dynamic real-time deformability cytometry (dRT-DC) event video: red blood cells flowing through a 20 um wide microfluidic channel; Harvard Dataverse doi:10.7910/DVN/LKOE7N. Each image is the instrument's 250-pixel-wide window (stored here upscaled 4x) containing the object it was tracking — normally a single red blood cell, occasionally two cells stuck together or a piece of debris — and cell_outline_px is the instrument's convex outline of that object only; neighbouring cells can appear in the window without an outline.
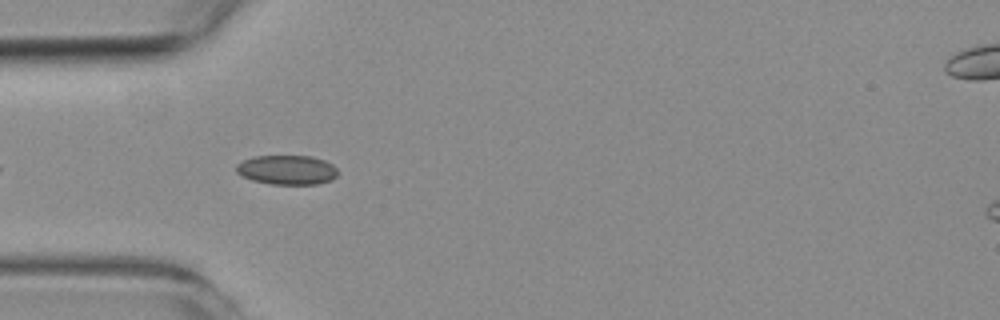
{"species": "common noctule bat (a hibernating species)", "species_latin": "Nyctalus noctula", "temperature_condition": "room temperature", "stored_images_in_passage": 10, "camera_frame_rate_fps": 3000, "um_per_image_px": 0.085, "animal": {"sex": "female", "body_mass_g": 19.3, "forearm_length_mm": 54.1}, "frame": {"image": 1, "passage_image": 4, "time_ms": 1.0, "image_size_px": [1000, 320], "cell_outline_px": [[340, 172], [332, 180], [316, 184], [272, 184], [252, 180], [236, 172], [236, 164], [252, 156], [312, 156], [324, 160], [332, 164]], "centroid_in_image_um": [24.42, 14.43], "position_along_channel_um": 60.6, "area_um2": 17.46}}